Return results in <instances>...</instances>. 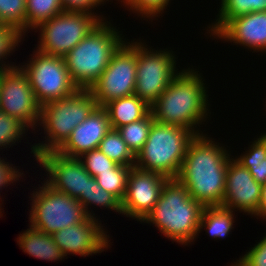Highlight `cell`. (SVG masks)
Segmentation results:
<instances>
[{"mask_svg":"<svg viewBox=\"0 0 266 266\" xmlns=\"http://www.w3.org/2000/svg\"><path fill=\"white\" fill-rule=\"evenodd\" d=\"M206 134L190 142L177 180L204 207L221 206L231 154ZM215 142V143H214ZM225 148V149H224Z\"/></svg>","mask_w":266,"mask_h":266,"instance_id":"cell-1","label":"cell"},{"mask_svg":"<svg viewBox=\"0 0 266 266\" xmlns=\"http://www.w3.org/2000/svg\"><path fill=\"white\" fill-rule=\"evenodd\" d=\"M199 71L182 69L165 91L151 105L154 120L168 125L185 127L196 135L208 114V94ZM208 105V106H207ZM200 124V125H199ZM197 130H196V129Z\"/></svg>","mask_w":266,"mask_h":266,"instance_id":"cell-2","label":"cell"},{"mask_svg":"<svg viewBox=\"0 0 266 266\" xmlns=\"http://www.w3.org/2000/svg\"><path fill=\"white\" fill-rule=\"evenodd\" d=\"M204 206L192 198L177 179H169L153 210L142 221L153 223L165 237L182 245L191 244L199 234Z\"/></svg>","mask_w":266,"mask_h":266,"instance_id":"cell-3","label":"cell"},{"mask_svg":"<svg viewBox=\"0 0 266 266\" xmlns=\"http://www.w3.org/2000/svg\"><path fill=\"white\" fill-rule=\"evenodd\" d=\"M119 32L110 22L101 21L64 56L78 89L89 90L107 68L111 56L125 41Z\"/></svg>","mask_w":266,"mask_h":266,"instance_id":"cell-4","label":"cell"},{"mask_svg":"<svg viewBox=\"0 0 266 266\" xmlns=\"http://www.w3.org/2000/svg\"><path fill=\"white\" fill-rule=\"evenodd\" d=\"M89 90L79 89L71 96L41 105L39 123L45 136L44 141L31 145V153L37 158L47 151H57L70 137L72 130L81 124L97 107Z\"/></svg>","mask_w":266,"mask_h":266,"instance_id":"cell-5","label":"cell"},{"mask_svg":"<svg viewBox=\"0 0 266 266\" xmlns=\"http://www.w3.org/2000/svg\"><path fill=\"white\" fill-rule=\"evenodd\" d=\"M196 134L185 127L154 120L142 150L136 155L135 167L176 179L190 142Z\"/></svg>","mask_w":266,"mask_h":266,"instance_id":"cell-6","label":"cell"},{"mask_svg":"<svg viewBox=\"0 0 266 266\" xmlns=\"http://www.w3.org/2000/svg\"><path fill=\"white\" fill-rule=\"evenodd\" d=\"M31 194L30 226L46 234L83 222L87 217L80 202L69 195L56 191L46 182ZM33 198V199H32Z\"/></svg>","mask_w":266,"mask_h":266,"instance_id":"cell-7","label":"cell"},{"mask_svg":"<svg viewBox=\"0 0 266 266\" xmlns=\"http://www.w3.org/2000/svg\"><path fill=\"white\" fill-rule=\"evenodd\" d=\"M86 12H62L50 20L40 23L39 52L64 57L104 18Z\"/></svg>","mask_w":266,"mask_h":266,"instance_id":"cell-8","label":"cell"},{"mask_svg":"<svg viewBox=\"0 0 266 266\" xmlns=\"http://www.w3.org/2000/svg\"><path fill=\"white\" fill-rule=\"evenodd\" d=\"M124 41L110 58L107 68L89 91L97 105L134 95L137 69V42Z\"/></svg>","mask_w":266,"mask_h":266,"instance_id":"cell-9","label":"cell"},{"mask_svg":"<svg viewBox=\"0 0 266 266\" xmlns=\"http://www.w3.org/2000/svg\"><path fill=\"white\" fill-rule=\"evenodd\" d=\"M34 53L21 68L27 74L40 105L66 98L79 90L70 77L64 57L43 54L38 50Z\"/></svg>","mask_w":266,"mask_h":266,"instance_id":"cell-10","label":"cell"},{"mask_svg":"<svg viewBox=\"0 0 266 266\" xmlns=\"http://www.w3.org/2000/svg\"><path fill=\"white\" fill-rule=\"evenodd\" d=\"M137 41V69L134 95L150 106L165 91L167 86L180 73L176 70L173 51H158ZM162 50V51H161Z\"/></svg>","mask_w":266,"mask_h":266,"instance_id":"cell-11","label":"cell"},{"mask_svg":"<svg viewBox=\"0 0 266 266\" xmlns=\"http://www.w3.org/2000/svg\"><path fill=\"white\" fill-rule=\"evenodd\" d=\"M37 102L29 78L21 66L0 69V111L15 117L35 130L40 119Z\"/></svg>","mask_w":266,"mask_h":266,"instance_id":"cell-12","label":"cell"},{"mask_svg":"<svg viewBox=\"0 0 266 266\" xmlns=\"http://www.w3.org/2000/svg\"><path fill=\"white\" fill-rule=\"evenodd\" d=\"M48 179L46 183L56 191L76 198L79 202L86 196L88 179L91 175L78 158L61 155L58 151H47L36 158Z\"/></svg>","mask_w":266,"mask_h":266,"instance_id":"cell-13","label":"cell"},{"mask_svg":"<svg viewBox=\"0 0 266 266\" xmlns=\"http://www.w3.org/2000/svg\"><path fill=\"white\" fill-rule=\"evenodd\" d=\"M168 180L169 178L160 173L132 167L128 175L126 194L121 202L122 215L142 222L153 210Z\"/></svg>","mask_w":266,"mask_h":266,"instance_id":"cell-14","label":"cell"},{"mask_svg":"<svg viewBox=\"0 0 266 266\" xmlns=\"http://www.w3.org/2000/svg\"><path fill=\"white\" fill-rule=\"evenodd\" d=\"M262 197V185L257 183L250 171L230 158L225 181L222 207L248 215H258Z\"/></svg>","mask_w":266,"mask_h":266,"instance_id":"cell-15","label":"cell"},{"mask_svg":"<svg viewBox=\"0 0 266 266\" xmlns=\"http://www.w3.org/2000/svg\"><path fill=\"white\" fill-rule=\"evenodd\" d=\"M98 220L88 216L83 222L52 234L54 242L64 256L67 254L89 256L109 248V235Z\"/></svg>","mask_w":266,"mask_h":266,"instance_id":"cell-16","label":"cell"},{"mask_svg":"<svg viewBox=\"0 0 266 266\" xmlns=\"http://www.w3.org/2000/svg\"><path fill=\"white\" fill-rule=\"evenodd\" d=\"M110 129L106 109L97 106L81 124L72 130L70 137L57 151L67 157L79 158L84 153L97 149Z\"/></svg>","mask_w":266,"mask_h":266,"instance_id":"cell-17","label":"cell"},{"mask_svg":"<svg viewBox=\"0 0 266 266\" xmlns=\"http://www.w3.org/2000/svg\"><path fill=\"white\" fill-rule=\"evenodd\" d=\"M214 38L239 44L255 52H266V11L251 12L231 19Z\"/></svg>","mask_w":266,"mask_h":266,"instance_id":"cell-18","label":"cell"},{"mask_svg":"<svg viewBox=\"0 0 266 266\" xmlns=\"http://www.w3.org/2000/svg\"><path fill=\"white\" fill-rule=\"evenodd\" d=\"M104 108L112 129L139 121L151 112V106L137 95L112 100Z\"/></svg>","mask_w":266,"mask_h":266,"instance_id":"cell-19","label":"cell"},{"mask_svg":"<svg viewBox=\"0 0 266 266\" xmlns=\"http://www.w3.org/2000/svg\"><path fill=\"white\" fill-rule=\"evenodd\" d=\"M30 228L20 233L18 240L19 247L37 259L48 261H60L65 256L61 249L54 242L53 236L35 228Z\"/></svg>","mask_w":266,"mask_h":266,"instance_id":"cell-20","label":"cell"},{"mask_svg":"<svg viewBox=\"0 0 266 266\" xmlns=\"http://www.w3.org/2000/svg\"><path fill=\"white\" fill-rule=\"evenodd\" d=\"M266 11V0H221L217 20L207 26L213 37L233 18L251 12Z\"/></svg>","mask_w":266,"mask_h":266,"instance_id":"cell-21","label":"cell"},{"mask_svg":"<svg viewBox=\"0 0 266 266\" xmlns=\"http://www.w3.org/2000/svg\"><path fill=\"white\" fill-rule=\"evenodd\" d=\"M234 211L225 209L222 206L204 207L199 224V233L201 229L214 239L225 238L234 228Z\"/></svg>","mask_w":266,"mask_h":266,"instance_id":"cell-22","label":"cell"},{"mask_svg":"<svg viewBox=\"0 0 266 266\" xmlns=\"http://www.w3.org/2000/svg\"><path fill=\"white\" fill-rule=\"evenodd\" d=\"M262 134L252 142L244 155L234 158L247 168L255 181L261 185L266 184V139Z\"/></svg>","mask_w":266,"mask_h":266,"instance_id":"cell-23","label":"cell"},{"mask_svg":"<svg viewBox=\"0 0 266 266\" xmlns=\"http://www.w3.org/2000/svg\"><path fill=\"white\" fill-rule=\"evenodd\" d=\"M100 151L119 165L135 167L136 156L132 153L117 129H110L100 141Z\"/></svg>","mask_w":266,"mask_h":266,"instance_id":"cell-24","label":"cell"},{"mask_svg":"<svg viewBox=\"0 0 266 266\" xmlns=\"http://www.w3.org/2000/svg\"><path fill=\"white\" fill-rule=\"evenodd\" d=\"M62 12L61 0H26V33Z\"/></svg>","mask_w":266,"mask_h":266,"instance_id":"cell-25","label":"cell"},{"mask_svg":"<svg viewBox=\"0 0 266 266\" xmlns=\"http://www.w3.org/2000/svg\"><path fill=\"white\" fill-rule=\"evenodd\" d=\"M80 204L84 207L85 212L89 217H95L88 209L89 205L94 204L100 208L106 207L109 210H114L115 212L122 213L121 202L111 193L107 192L105 189L101 188L94 177L88 179V188L86 191V196L80 201Z\"/></svg>","mask_w":266,"mask_h":266,"instance_id":"cell-26","label":"cell"},{"mask_svg":"<svg viewBox=\"0 0 266 266\" xmlns=\"http://www.w3.org/2000/svg\"><path fill=\"white\" fill-rule=\"evenodd\" d=\"M153 122L154 117L152 112H150L145 118L117 129L135 156L142 150Z\"/></svg>","mask_w":266,"mask_h":266,"instance_id":"cell-27","label":"cell"},{"mask_svg":"<svg viewBox=\"0 0 266 266\" xmlns=\"http://www.w3.org/2000/svg\"><path fill=\"white\" fill-rule=\"evenodd\" d=\"M131 169L130 166L119 165L115 169L100 172L95 179L101 188L122 202L126 194L127 180Z\"/></svg>","mask_w":266,"mask_h":266,"instance_id":"cell-28","label":"cell"},{"mask_svg":"<svg viewBox=\"0 0 266 266\" xmlns=\"http://www.w3.org/2000/svg\"><path fill=\"white\" fill-rule=\"evenodd\" d=\"M0 24L12 26L25 36L26 0H0Z\"/></svg>","mask_w":266,"mask_h":266,"instance_id":"cell-29","label":"cell"},{"mask_svg":"<svg viewBox=\"0 0 266 266\" xmlns=\"http://www.w3.org/2000/svg\"><path fill=\"white\" fill-rule=\"evenodd\" d=\"M28 127L15 117L8 116L0 111V149L15 145L18 140L21 142L23 134ZM9 145V146H8Z\"/></svg>","mask_w":266,"mask_h":266,"instance_id":"cell-30","label":"cell"},{"mask_svg":"<svg viewBox=\"0 0 266 266\" xmlns=\"http://www.w3.org/2000/svg\"><path fill=\"white\" fill-rule=\"evenodd\" d=\"M78 159L82 162L85 170L94 178L100 172L109 171L119 166V164L102 153L99 148L84 153Z\"/></svg>","mask_w":266,"mask_h":266,"instance_id":"cell-31","label":"cell"},{"mask_svg":"<svg viewBox=\"0 0 266 266\" xmlns=\"http://www.w3.org/2000/svg\"><path fill=\"white\" fill-rule=\"evenodd\" d=\"M22 38L23 35L14 27L0 24V69L15 67L14 64L11 63L5 64L6 62L4 60L10 56V53L15 52V48L16 46L18 47Z\"/></svg>","mask_w":266,"mask_h":266,"instance_id":"cell-32","label":"cell"},{"mask_svg":"<svg viewBox=\"0 0 266 266\" xmlns=\"http://www.w3.org/2000/svg\"><path fill=\"white\" fill-rule=\"evenodd\" d=\"M120 1V0H119ZM123 1V2H122ZM121 3H124L129 10L133 11V13L138 14V16H142V18H155L159 17L162 12L166 9L167 5H169L170 0H122Z\"/></svg>","mask_w":266,"mask_h":266,"instance_id":"cell-33","label":"cell"},{"mask_svg":"<svg viewBox=\"0 0 266 266\" xmlns=\"http://www.w3.org/2000/svg\"><path fill=\"white\" fill-rule=\"evenodd\" d=\"M241 257L234 262L237 266H266V235Z\"/></svg>","mask_w":266,"mask_h":266,"instance_id":"cell-34","label":"cell"},{"mask_svg":"<svg viewBox=\"0 0 266 266\" xmlns=\"http://www.w3.org/2000/svg\"><path fill=\"white\" fill-rule=\"evenodd\" d=\"M104 1L109 0H61L63 12H86L96 14L92 12L94 7L103 4Z\"/></svg>","mask_w":266,"mask_h":266,"instance_id":"cell-35","label":"cell"},{"mask_svg":"<svg viewBox=\"0 0 266 266\" xmlns=\"http://www.w3.org/2000/svg\"><path fill=\"white\" fill-rule=\"evenodd\" d=\"M21 174L23 176V173L19 172L16 166L9 164V162L0 157V190L2 187L8 186V184L11 185V183L19 181Z\"/></svg>","mask_w":266,"mask_h":266,"instance_id":"cell-36","label":"cell"},{"mask_svg":"<svg viewBox=\"0 0 266 266\" xmlns=\"http://www.w3.org/2000/svg\"><path fill=\"white\" fill-rule=\"evenodd\" d=\"M257 217H266V184L262 185L261 204Z\"/></svg>","mask_w":266,"mask_h":266,"instance_id":"cell-37","label":"cell"},{"mask_svg":"<svg viewBox=\"0 0 266 266\" xmlns=\"http://www.w3.org/2000/svg\"><path fill=\"white\" fill-rule=\"evenodd\" d=\"M1 204H2V203H0V217H2V214H1V213H2V212H1V210H2V209H1Z\"/></svg>","mask_w":266,"mask_h":266,"instance_id":"cell-38","label":"cell"}]
</instances>
